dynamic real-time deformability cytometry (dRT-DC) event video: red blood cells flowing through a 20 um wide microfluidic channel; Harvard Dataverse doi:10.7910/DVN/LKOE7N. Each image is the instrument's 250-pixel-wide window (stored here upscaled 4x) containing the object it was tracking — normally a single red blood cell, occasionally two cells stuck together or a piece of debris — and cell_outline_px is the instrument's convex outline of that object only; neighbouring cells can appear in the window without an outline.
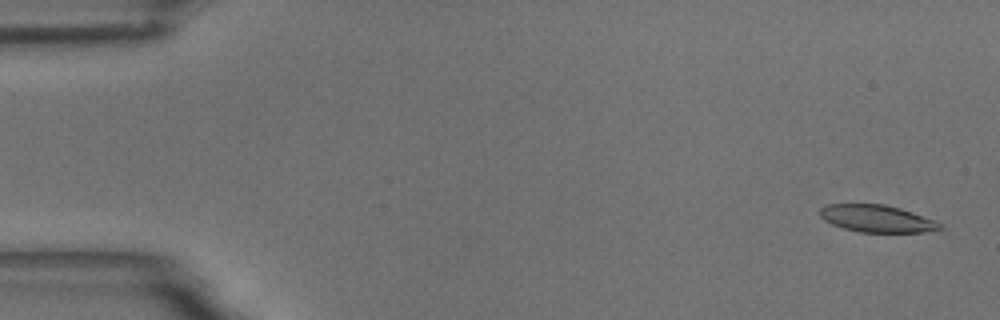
{"species": "common noctule bat (a hibernating species)", "species_latin": "Nyctalus noctula", "temperature_condition": "room temperature", "stored_images_in_passage": 55, "camera_frame_rate_fps": 3000, "um_per_image_px": 0.085, "animal": {"sex": "male", "body_mass_g": 18.8}, "frame": {"image": 1, "passage_image": 2, "time_ms": 0.333, "image_size_px": [1000, 320], "cell_outline_px": [[944, 228], [924, 232], [860, 232], [844, 228], [832, 224], [824, 220], [820, 216], [820, 208], [828, 204], [884, 204], [900, 208], [912, 212], [932, 220], [940, 224]], "centroid_in_image_um": [74.5, 18.58], "position_along_channel_um": 10.5, "area_um2": 18.79}}
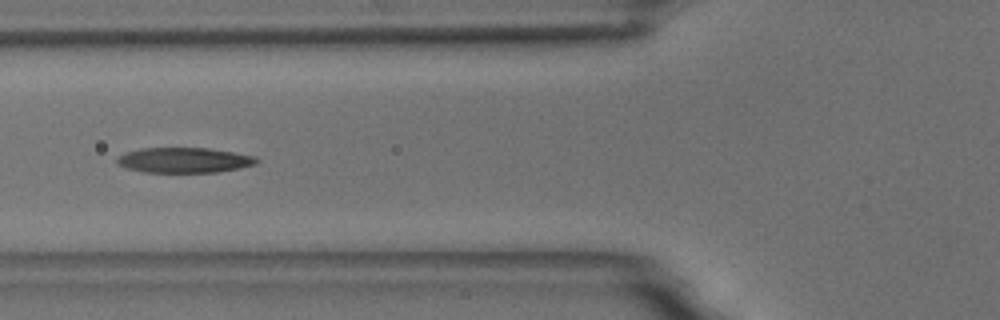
{"frame": {"image": 2, "passage_image": 21, "time_ms": 6.667, "image_size_px": [1000, 320], "cell_outline_px": [[260, 160], [256, 164], [240, 168], [216, 172], [144, 172], [128, 168], [116, 164], [116, 160], [124, 152], [140, 148], [208, 148], [256, 156]], "centroid_in_image_um": [15.66, 13.61], "position_along_channel_um": 110.1, "area_um2": 20.52}}
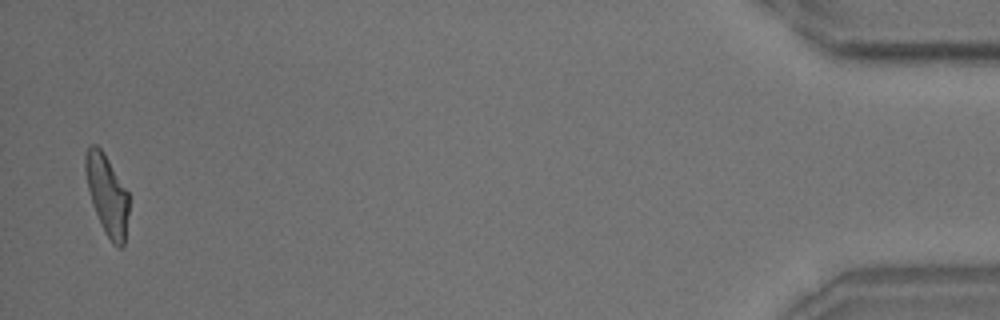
{"frame": {"image": 3, "passage_image": 54, "time_ms": 17.667, "image_size_px": [1000, 320], "cell_outline_px": [[128, 212], [124, 248], [120, 248], [112, 244], [104, 232], [96, 212], [88, 188], [84, 168], [84, 156], [88, 148], [92, 144], [96, 144], [100, 148], [128, 192]], "centroid_in_image_um": [9.1, 16.59], "position_along_channel_um": 426.1, "area_um2": 19.94}, "authors_computed_cell_mechanics": {"area_um2": 20.808, "velocity_mm_per_s": 3.6586, "shape_relaxation_time_tau1_ms": 7.0578, "shape_relaxation_time_tau2_ms": 2.0676, "deformation_change_tau1": 0.2008, "deformation_change_tau2": 0.1112}}